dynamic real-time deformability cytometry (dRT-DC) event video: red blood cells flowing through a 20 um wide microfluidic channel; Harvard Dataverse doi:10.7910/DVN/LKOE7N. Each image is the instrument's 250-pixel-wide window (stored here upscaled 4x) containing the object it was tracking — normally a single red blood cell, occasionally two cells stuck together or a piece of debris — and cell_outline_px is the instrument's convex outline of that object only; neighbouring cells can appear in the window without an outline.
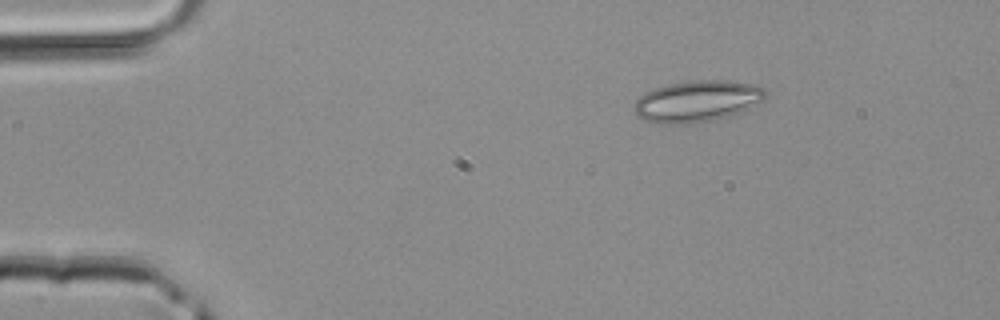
{"species": "common noctule bat (a hibernating species)", "species_latin": "Nyctalus noctula", "temperature_condition": "room temperature", "stored_images_in_passage": 38, "camera_frame_rate_fps": 3000, "um_per_image_px": 0.085, "animal": {"sex": "male", "body_mass_g": 20.4}, "frame": {"image": 1, "passage_image": 1, "time_ms": 0.0, "image_size_px": [1000, 320], "cell_outline_px": [[760, 96], [732, 108], [720, 112], [704, 116], [644, 116], [636, 108], [636, 104], [644, 96], [652, 92], [664, 88], [684, 84], [740, 84], [756, 88], [760, 92]], "centroid_in_image_um": [59.11, 8.47], "position_along_channel_um": 25.9, "area_um2": 22.14}}
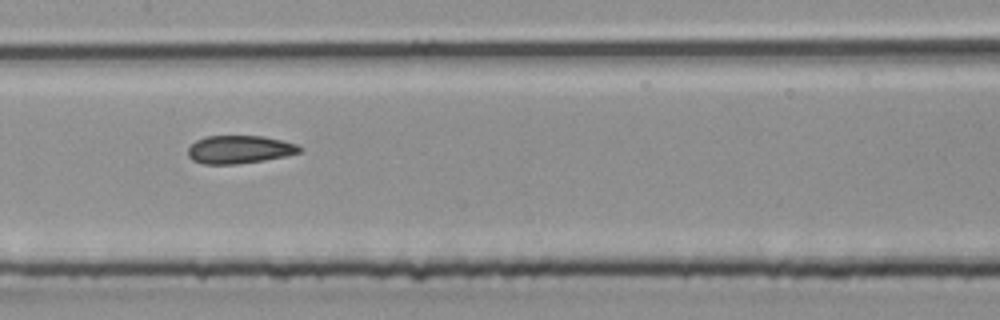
{"frame": {"image": 2, "passage_image": 16, "time_ms": 5.0, "image_size_px": [1000, 320], "cell_outline_px": [[300, 152], [260, 160], [232, 164], [208, 164], [196, 160], [188, 156], [188, 148], [192, 144], [208, 136], [260, 136], [292, 144], [300, 148]], "centroid_in_image_um": [20.27, 12.7], "position_along_channel_um": 187.1, "area_um2": 17.17}}
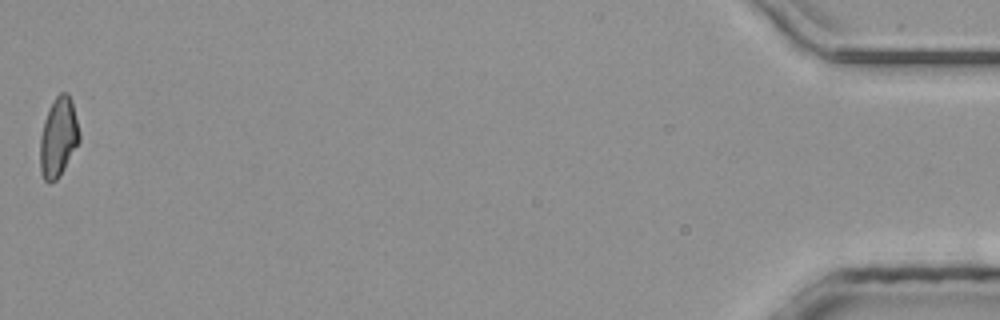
{"frame": {"image": 3, "passage_image": 38, "time_ms": 12.333, "image_size_px": [1000, 320], "cell_outline_px": [[80, 140], [56, 180], [44, 180], [40, 168], [40, 140], [44, 124], [48, 112], [56, 96], [60, 92], [64, 92], [68, 96], [72, 104], [80, 136]], "centroid_in_image_um": [4.95, 11.67], "position_along_channel_um": 430.2, "area_um2": 17.22}}